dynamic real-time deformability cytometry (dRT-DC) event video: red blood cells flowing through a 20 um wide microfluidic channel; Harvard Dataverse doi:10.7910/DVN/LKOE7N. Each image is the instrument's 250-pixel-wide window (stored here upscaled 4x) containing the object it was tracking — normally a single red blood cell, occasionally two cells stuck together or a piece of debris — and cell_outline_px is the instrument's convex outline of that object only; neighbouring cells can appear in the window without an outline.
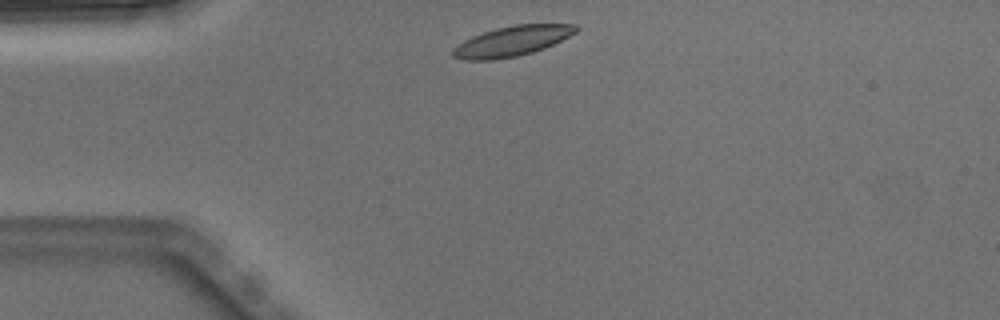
{"species": "Egyptian fruit bat (a non-hibernating species)", "species_latin": "Rousettus aegyptiacus", "temperature_condition": "warm", "stored_images_in_passage": 2, "camera_frame_rate_fps": 3000, "um_per_image_px": 0.085, "animal": {"sex": "male"}, "frame": {"image": 1, "passage_image": 1, "time_ms": 0.0, "image_size_px": [1000, 320], "cell_outline_px": [[580, 28], [576, 32], [544, 48], [532, 52], [516, 56], [492, 60], [464, 60], [452, 56], [452, 48], [456, 44], [472, 36], [496, 28], [516, 24], [576, 24]], "centroid_in_image_um": [43.48, 3.49], "position_along_channel_um": 41.5, "area_um2": 21.5}}